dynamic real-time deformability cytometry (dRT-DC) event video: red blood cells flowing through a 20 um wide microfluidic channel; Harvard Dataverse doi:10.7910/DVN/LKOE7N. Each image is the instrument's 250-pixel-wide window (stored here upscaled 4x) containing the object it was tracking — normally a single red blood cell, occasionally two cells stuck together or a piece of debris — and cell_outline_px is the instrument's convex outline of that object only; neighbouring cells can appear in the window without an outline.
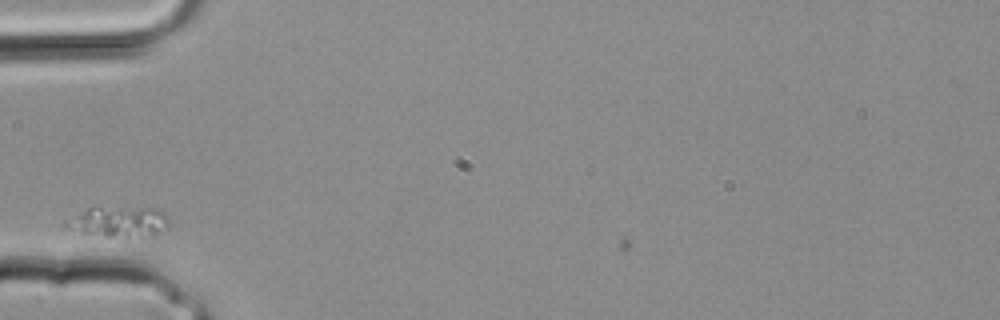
{"species": "common noctule bat (a hibernating species)", "species_latin": "Nyctalus noctula", "temperature_condition": "room temperature", "stored_images_in_passage": 18, "camera_frame_rate_fps": 3000, "um_per_image_px": 0.085, "animal": {"sex": "male", "body_mass_g": 20.4}, "frame": {"image": 1, "passage_image": 1, "time_ms": 0.0, "image_size_px": [1000, 320], "cell_outline_px": [[168, 228], [156, 232], [128, 240], [104, 236], [64, 228], [60, 224], [64, 220], [88, 208], [156, 208], [164, 212], [168, 224]], "centroid_in_image_um": [10.03, 18.88], "position_along_channel_um": 75.0, "area_um2": 18.38}}
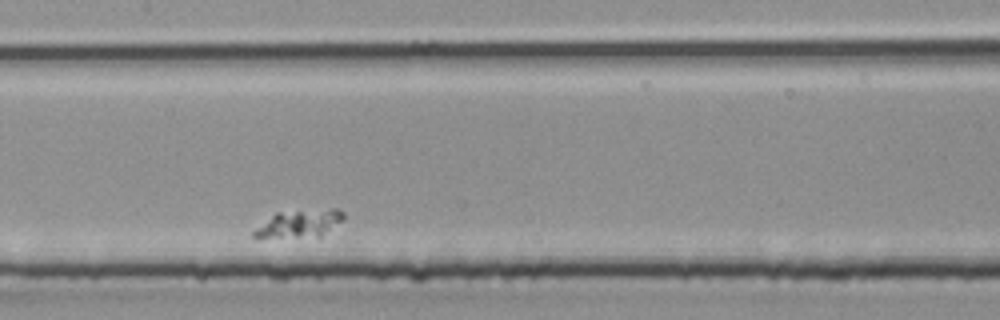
{"frame": {"image": 2, "passage_image": 7, "time_ms": 2.0, "image_size_px": [1000, 320], "cell_outline_px": [[344, 216], [340, 220], [320, 236], [252, 236], [252, 232], [256, 228], [276, 212], [332, 208], [336, 208], [344, 212]], "centroid_in_image_um": [25.46, 18.95], "position_along_channel_um": 181.9, "area_um2": 13.64}}
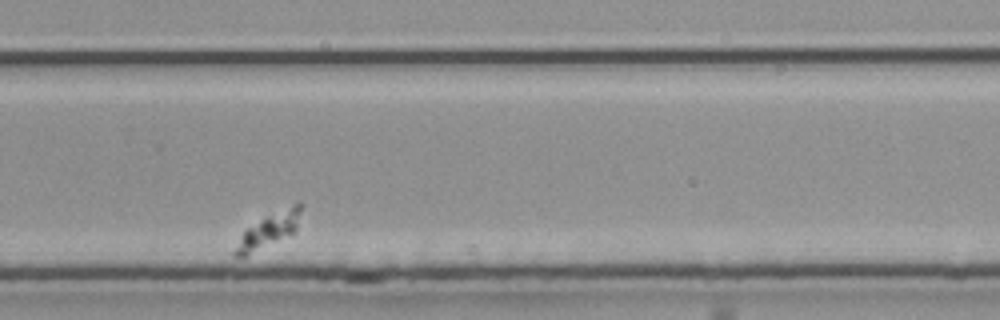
{"frame": {"image": 3, "passage_image": 14, "time_ms": 4.333, "image_size_px": [1000, 320], "cell_outline_px": [[304, 204], [296, 232], [292, 236], [248, 256], [236, 256], [232, 252], [240, 236], [248, 228], [292, 204], [300, 200]], "centroid_in_image_um": [22.93, 19.62], "position_along_channel_um": 306.9, "area_um2": 13.41}}